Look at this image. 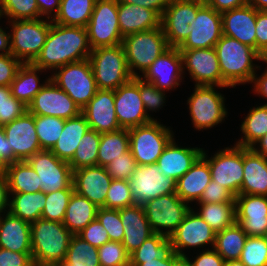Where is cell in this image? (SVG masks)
Wrapping results in <instances>:
<instances>
[{
    "instance_id": "obj_1",
    "label": "cell",
    "mask_w": 267,
    "mask_h": 266,
    "mask_svg": "<svg viewBox=\"0 0 267 266\" xmlns=\"http://www.w3.org/2000/svg\"><path fill=\"white\" fill-rule=\"evenodd\" d=\"M91 50L86 28L52 22L46 42L32 64L43 70H55L89 58Z\"/></svg>"
},
{
    "instance_id": "obj_2",
    "label": "cell",
    "mask_w": 267,
    "mask_h": 266,
    "mask_svg": "<svg viewBox=\"0 0 267 266\" xmlns=\"http://www.w3.org/2000/svg\"><path fill=\"white\" fill-rule=\"evenodd\" d=\"M73 234L56 221L39 218L31 223V254L35 266L59 265L67 254Z\"/></svg>"
},
{
    "instance_id": "obj_3",
    "label": "cell",
    "mask_w": 267,
    "mask_h": 266,
    "mask_svg": "<svg viewBox=\"0 0 267 266\" xmlns=\"http://www.w3.org/2000/svg\"><path fill=\"white\" fill-rule=\"evenodd\" d=\"M222 79L230 86L251 83L256 74L254 60L264 61V58L253 48L242 44L235 38L222 35L215 44ZM256 67V68H255Z\"/></svg>"
},
{
    "instance_id": "obj_4",
    "label": "cell",
    "mask_w": 267,
    "mask_h": 266,
    "mask_svg": "<svg viewBox=\"0 0 267 266\" xmlns=\"http://www.w3.org/2000/svg\"><path fill=\"white\" fill-rule=\"evenodd\" d=\"M122 45L129 72L133 77L140 76L135 70L144 73L160 55L170 48L162 26L125 36Z\"/></svg>"
},
{
    "instance_id": "obj_5",
    "label": "cell",
    "mask_w": 267,
    "mask_h": 266,
    "mask_svg": "<svg viewBox=\"0 0 267 266\" xmlns=\"http://www.w3.org/2000/svg\"><path fill=\"white\" fill-rule=\"evenodd\" d=\"M88 59L98 89L116 90L133 78L122 44L94 48Z\"/></svg>"
},
{
    "instance_id": "obj_6",
    "label": "cell",
    "mask_w": 267,
    "mask_h": 266,
    "mask_svg": "<svg viewBox=\"0 0 267 266\" xmlns=\"http://www.w3.org/2000/svg\"><path fill=\"white\" fill-rule=\"evenodd\" d=\"M55 70L50 79L82 110L98 90L89 59L68 63Z\"/></svg>"
},
{
    "instance_id": "obj_7",
    "label": "cell",
    "mask_w": 267,
    "mask_h": 266,
    "mask_svg": "<svg viewBox=\"0 0 267 266\" xmlns=\"http://www.w3.org/2000/svg\"><path fill=\"white\" fill-rule=\"evenodd\" d=\"M10 52L22 63H32L46 42L52 20H12Z\"/></svg>"
},
{
    "instance_id": "obj_8",
    "label": "cell",
    "mask_w": 267,
    "mask_h": 266,
    "mask_svg": "<svg viewBox=\"0 0 267 266\" xmlns=\"http://www.w3.org/2000/svg\"><path fill=\"white\" fill-rule=\"evenodd\" d=\"M129 149L138 165L156 164L164 148L173 138L170 128L156 119L128 129Z\"/></svg>"
},
{
    "instance_id": "obj_9",
    "label": "cell",
    "mask_w": 267,
    "mask_h": 266,
    "mask_svg": "<svg viewBox=\"0 0 267 266\" xmlns=\"http://www.w3.org/2000/svg\"><path fill=\"white\" fill-rule=\"evenodd\" d=\"M86 30L91 49L122 44L123 37L118 21V1L96 0Z\"/></svg>"
},
{
    "instance_id": "obj_10",
    "label": "cell",
    "mask_w": 267,
    "mask_h": 266,
    "mask_svg": "<svg viewBox=\"0 0 267 266\" xmlns=\"http://www.w3.org/2000/svg\"><path fill=\"white\" fill-rule=\"evenodd\" d=\"M188 204L176 193H171L149 200L142 206L153 232L170 237L190 211Z\"/></svg>"
},
{
    "instance_id": "obj_11",
    "label": "cell",
    "mask_w": 267,
    "mask_h": 266,
    "mask_svg": "<svg viewBox=\"0 0 267 266\" xmlns=\"http://www.w3.org/2000/svg\"><path fill=\"white\" fill-rule=\"evenodd\" d=\"M214 87L219 86L195 85L187 100L193 126L199 131L214 127L227 117L224 95L217 93Z\"/></svg>"
},
{
    "instance_id": "obj_12",
    "label": "cell",
    "mask_w": 267,
    "mask_h": 266,
    "mask_svg": "<svg viewBox=\"0 0 267 266\" xmlns=\"http://www.w3.org/2000/svg\"><path fill=\"white\" fill-rule=\"evenodd\" d=\"M27 162L39 176L41 191L45 194L74 189L73 170L69 163L60 160L50 150L38 151Z\"/></svg>"
},
{
    "instance_id": "obj_13",
    "label": "cell",
    "mask_w": 267,
    "mask_h": 266,
    "mask_svg": "<svg viewBox=\"0 0 267 266\" xmlns=\"http://www.w3.org/2000/svg\"><path fill=\"white\" fill-rule=\"evenodd\" d=\"M203 150L202 156L208 161L212 180L228 189L235 197L239 195L243 176V147L234 145L218 151L211 158H207Z\"/></svg>"
},
{
    "instance_id": "obj_14",
    "label": "cell",
    "mask_w": 267,
    "mask_h": 266,
    "mask_svg": "<svg viewBox=\"0 0 267 266\" xmlns=\"http://www.w3.org/2000/svg\"><path fill=\"white\" fill-rule=\"evenodd\" d=\"M204 4V0H176L167 4L161 26L170 47H179L189 36L192 31L189 24Z\"/></svg>"
},
{
    "instance_id": "obj_15",
    "label": "cell",
    "mask_w": 267,
    "mask_h": 266,
    "mask_svg": "<svg viewBox=\"0 0 267 266\" xmlns=\"http://www.w3.org/2000/svg\"><path fill=\"white\" fill-rule=\"evenodd\" d=\"M137 205H143L157 197L176 193V181L164 176L157 164L138 165L128 180Z\"/></svg>"
},
{
    "instance_id": "obj_16",
    "label": "cell",
    "mask_w": 267,
    "mask_h": 266,
    "mask_svg": "<svg viewBox=\"0 0 267 266\" xmlns=\"http://www.w3.org/2000/svg\"><path fill=\"white\" fill-rule=\"evenodd\" d=\"M183 70L187 68L195 85L230 87L223 79L215 48L179 50Z\"/></svg>"
},
{
    "instance_id": "obj_17",
    "label": "cell",
    "mask_w": 267,
    "mask_h": 266,
    "mask_svg": "<svg viewBox=\"0 0 267 266\" xmlns=\"http://www.w3.org/2000/svg\"><path fill=\"white\" fill-rule=\"evenodd\" d=\"M115 113L122 129L144 125L154 118L148 116L139 94V76L115 90Z\"/></svg>"
},
{
    "instance_id": "obj_18",
    "label": "cell",
    "mask_w": 267,
    "mask_h": 266,
    "mask_svg": "<svg viewBox=\"0 0 267 266\" xmlns=\"http://www.w3.org/2000/svg\"><path fill=\"white\" fill-rule=\"evenodd\" d=\"M27 111L33 115L54 116L65 120L82 113L78 105L51 79L35 95Z\"/></svg>"
},
{
    "instance_id": "obj_19",
    "label": "cell",
    "mask_w": 267,
    "mask_h": 266,
    "mask_svg": "<svg viewBox=\"0 0 267 266\" xmlns=\"http://www.w3.org/2000/svg\"><path fill=\"white\" fill-rule=\"evenodd\" d=\"M192 31L179 50L214 48L222 37L221 13L204 4L196 14V18L189 24Z\"/></svg>"
},
{
    "instance_id": "obj_20",
    "label": "cell",
    "mask_w": 267,
    "mask_h": 266,
    "mask_svg": "<svg viewBox=\"0 0 267 266\" xmlns=\"http://www.w3.org/2000/svg\"><path fill=\"white\" fill-rule=\"evenodd\" d=\"M215 235L216 232L191 208L169 239L172 251L186 255L183 252L185 248L205 247L207 244L214 247Z\"/></svg>"
},
{
    "instance_id": "obj_21",
    "label": "cell",
    "mask_w": 267,
    "mask_h": 266,
    "mask_svg": "<svg viewBox=\"0 0 267 266\" xmlns=\"http://www.w3.org/2000/svg\"><path fill=\"white\" fill-rule=\"evenodd\" d=\"M9 150L14 152V163L27 161L41 150L35 128V115L26 111L22 116L3 125Z\"/></svg>"
},
{
    "instance_id": "obj_22",
    "label": "cell",
    "mask_w": 267,
    "mask_h": 266,
    "mask_svg": "<svg viewBox=\"0 0 267 266\" xmlns=\"http://www.w3.org/2000/svg\"><path fill=\"white\" fill-rule=\"evenodd\" d=\"M184 72L178 47H170L146 69L143 80L152 83L160 90L169 91L180 85Z\"/></svg>"
},
{
    "instance_id": "obj_23",
    "label": "cell",
    "mask_w": 267,
    "mask_h": 266,
    "mask_svg": "<svg viewBox=\"0 0 267 266\" xmlns=\"http://www.w3.org/2000/svg\"><path fill=\"white\" fill-rule=\"evenodd\" d=\"M112 180L106 168L99 165L73 170L74 192L98 208H106V197Z\"/></svg>"
},
{
    "instance_id": "obj_24",
    "label": "cell",
    "mask_w": 267,
    "mask_h": 266,
    "mask_svg": "<svg viewBox=\"0 0 267 266\" xmlns=\"http://www.w3.org/2000/svg\"><path fill=\"white\" fill-rule=\"evenodd\" d=\"M115 90L98 89L95 96L82 109L90 129L108 133L122 129L115 113Z\"/></svg>"
},
{
    "instance_id": "obj_25",
    "label": "cell",
    "mask_w": 267,
    "mask_h": 266,
    "mask_svg": "<svg viewBox=\"0 0 267 266\" xmlns=\"http://www.w3.org/2000/svg\"><path fill=\"white\" fill-rule=\"evenodd\" d=\"M236 222L248 236L267 233V196L237 195Z\"/></svg>"
},
{
    "instance_id": "obj_26",
    "label": "cell",
    "mask_w": 267,
    "mask_h": 266,
    "mask_svg": "<svg viewBox=\"0 0 267 266\" xmlns=\"http://www.w3.org/2000/svg\"><path fill=\"white\" fill-rule=\"evenodd\" d=\"M256 14L249 4L221 13L222 34L256 50Z\"/></svg>"
},
{
    "instance_id": "obj_27",
    "label": "cell",
    "mask_w": 267,
    "mask_h": 266,
    "mask_svg": "<svg viewBox=\"0 0 267 266\" xmlns=\"http://www.w3.org/2000/svg\"><path fill=\"white\" fill-rule=\"evenodd\" d=\"M202 148L179 147L174 138L170 140L157 160L160 172L177 181L185 175L202 155Z\"/></svg>"
},
{
    "instance_id": "obj_28",
    "label": "cell",
    "mask_w": 267,
    "mask_h": 266,
    "mask_svg": "<svg viewBox=\"0 0 267 266\" xmlns=\"http://www.w3.org/2000/svg\"><path fill=\"white\" fill-rule=\"evenodd\" d=\"M124 237L122 244L130 255L137 250L147 238L154 234L142 205H133L119 209Z\"/></svg>"
},
{
    "instance_id": "obj_29",
    "label": "cell",
    "mask_w": 267,
    "mask_h": 266,
    "mask_svg": "<svg viewBox=\"0 0 267 266\" xmlns=\"http://www.w3.org/2000/svg\"><path fill=\"white\" fill-rule=\"evenodd\" d=\"M2 217L0 215V248L31 253V223L9 211Z\"/></svg>"
},
{
    "instance_id": "obj_30",
    "label": "cell",
    "mask_w": 267,
    "mask_h": 266,
    "mask_svg": "<svg viewBox=\"0 0 267 266\" xmlns=\"http://www.w3.org/2000/svg\"><path fill=\"white\" fill-rule=\"evenodd\" d=\"M244 176L239 195L267 196V159L243 147Z\"/></svg>"
},
{
    "instance_id": "obj_31",
    "label": "cell",
    "mask_w": 267,
    "mask_h": 266,
    "mask_svg": "<svg viewBox=\"0 0 267 266\" xmlns=\"http://www.w3.org/2000/svg\"><path fill=\"white\" fill-rule=\"evenodd\" d=\"M211 180L208 161L201 155L189 171L176 181V194L182 201L197 203Z\"/></svg>"
},
{
    "instance_id": "obj_32",
    "label": "cell",
    "mask_w": 267,
    "mask_h": 266,
    "mask_svg": "<svg viewBox=\"0 0 267 266\" xmlns=\"http://www.w3.org/2000/svg\"><path fill=\"white\" fill-rule=\"evenodd\" d=\"M118 21L121 35L147 31L161 26V17L154 11L135 4L118 2Z\"/></svg>"
},
{
    "instance_id": "obj_33",
    "label": "cell",
    "mask_w": 267,
    "mask_h": 266,
    "mask_svg": "<svg viewBox=\"0 0 267 266\" xmlns=\"http://www.w3.org/2000/svg\"><path fill=\"white\" fill-rule=\"evenodd\" d=\"M90 129L86 117L81 113L77 117L66 119L58 141L50 150L60 160L70 162L83 135Z\"/></svg>"
},
{
    "instance_id": "obj_34",
    "label": "cell",
    "mask_w": 267,
    "mask_h": 266,
    "mask_svg": "<svg viewBox=\"0 0 267 266\" xmlns=\"http://www.w3.org/2000/svg\"><path fill=\"white\" fill-rule=\"evenodd\" d=\"M43 69L34 66L32 63H23L17 71L15 79L10 84L11 94L28 107L35 95L50 80L46 79L44 84H40L37 73Z\"/></svg>"
},
{
    "instance_id": "obj_35",
    "label": "cell",
    "mask_w": 267,
    "mask_h": 266,
    "mask_svg": "<svg viewBox=\"0 0 267 266\" xmlns=\"http://www.w3.org/2000/svg\"><path fill=\"white\" fill-rule=\"evenodd\" d=\"M98 207L87 198L73 192L63 220V225L77 235L97 217Z\"/></svg>"
},
{
    "instance_id": "obj_36",
    "label": "cell",
    "mask_w": 267,
    "mask_h": 266,
    "mask_svg": "<svg viewBox=\"0 0 267 266\" xmlns=\"http://www.w3.org/2000/svg\"><path fill=\"white\" fill-rule=\"evenodd\" d=\"M9 193H36L41 191L40 178L27 161H17L5 167Z\"/></svg>"
},
{
    "instance_id": "obj_37",
    "label": "cell",
    "mask_w": 267,
    "mask_h": 266,
    "mask_svg": "<svg viewBox=\"0 0 267 266\" xmlns=\"http://www.w3.org/2000/svg\"><path fill=\"white\" fill-rule=\"evenodd\" d=\"M95 3L96 0H61L59 12L52 22L64 26L86 28Z\"/></svg>"
},
{
    "instance_id": "obj_38",
    "label": "cell",
    "mask_w": 267,
    "mask_h": 266,
    "mask_svg": "<svg viewBox=\"0 0 267 266\" xmlns=\"http://www.w3.org/2000/svg\"><path fill=\"white\" fill-rule=\"evenodd\" d=\"M9 212L29 223L41 218L46 205V194L42 191L36 193H10ZM14 196V197H13Z\"/></svg>"
},
{
    "instance_id": "obj_39",
    "label": "cell",
    "mask_w": 267,
    "mask_h": 266,
    "mask_svg": "<svg viewBox=\"0 0 267 266\" xmlns=\"http://www.w3.org/2000/svg\"><path fill=\"white\" fill-rule=\"evenodd\" d=\"M248 235L235 222L226 229L216 232L214 250L225 260H239Z\"/></svg>"
},
{
    "instance_id": "obj_40",
    "label": "cell",
    "mask_w": 267,
    "mask_h": 266,
    "mask_svg": "<svg viewBox=\"0 0 267 266\" xmlns=\"http://www.w3.org/2000/svg\"><path fill=\"white\" fill-rule=\"evenodd\" d=\"M130 138L128 129L102 133L98 148L97 165L106 167L111 161L128 152Z\"/></svg>"
},
{
    "instance_id": "obj_41",
    "label": "cell",
    "mask_w": 267,
    "mask_h": 266,
    "mask_svg": "<svg viewBox=\"0 0 267 266\" xmlns=\"http://www.w3.org/2000/svg\"><path fill=\"white\" fill-rule=\"evenodd\" d=\"M244 138L236 142L237 146L251 148L256 141L267 133V105L252 108L241 124Z\"/></svg>"
},
{
    "instance_id": "obj_42",
    "label": "cell",
    "mask_w": 267,
    "mask_h": 266,
    "mask_svg": "<svg viewBox=\"0 0 267 266\" xmlns=\"http://www.w3.org/2000/svg\"><path fill=\"white\" fill-rule=\"evenodd\" d=\"M196 212L215 232L236 222V203H203Z\"/></svg>"
},
{
    "instance_id": "obj_43",
    "label": "cell",
    "mask_w": 267,
    "mask_h": 266,
    "mask_svg": "<svg viewBox=\"0 0 267 266\" xmlns=\"http://www.w3.org/2000/svg\"><path fill=\"white\" fill-rule=\"evenodd\" d=\"M59 266H100L98 248L73 235L65 260Z\"/></svg>"
},
{
    "instance_id": "obj_44",
    "label": "cell",
    "mask_w": 267,
    "mask_h": 266,
    "mask_svg": "<svg viewBox=\"0 0 267 266\" xmlns=\"http://www.w3.org/2000/svg\"><path fill=\"white\" fill-rule=\"evenodd\" d=\"M101 134L89 129L81 138L69 165L72 170L97 165Z\"/></svg>"
},
{
    "instance_id": "obj_45",
    "label": "cell",
    "mask_w": 267,
    "mask_h": 266,
    "mask_svg": "<svg viewBox=\"0 0 267 266\" xmlns=\"http://www.w3.org/2000/svg\"><path fill=\"white\" fill-rule=\"evenodd\" d=\"M65 126V119L35 115V128L41 150H51L61 135Z\"/></svg>"
},
{
    "instance_id": "obj_46",
    "label": "cell",
    "mask_w": 267,
    "mask_h": 266,
    "mask_svg": "<svg viewBox=\"0 0 267 266\" xmlns=\"http://www.w3.org/2000/svg\"><path fill=\"white\" fill-rule=\"evenodd\" d=\"M172 251L169 237L154 233L133 253L129 260H153L154 258H165Z\"/></svg>"
},
{
    "instance_id": "obj_47",
    "label": "cell",
    "mask_w": 267,
    "mask_h": 266,
    "mask_svg": "<svg viewBox=\"0 0 267 266\" xmlns=\"http://www.w3.org/2000/svg\"><path fill=\"white\" fill-rule=\"evenodd\" d=\"M74 189H63L46 194V205L41 218L63 223L69 199Z\"/></svg>"
},
{
    "instance_id": "obj_48",
    "label": "cell",
    "mask_w": 267,
    "mask_h": 266,
    "mask_svg": "<svg viewBox=\"0 0 267 266\" xmlns=\"http://www.w3.org/2000/svg\"><path fill=\"white\" fill-rule=\"evenodd\" d=\"M3 16L9 20H34L40 18L36 0H1Z\"/></svg>"
},
{
    "instance_id": "obj_49",
    "label": "cell",
    "mask_w": 267,
    "mask_h": 266,
    "mask_svg": "<svg viewBox=\"0 0 267 266\" xmlns=\"http://www.w3.org/2000/svg\"><path fill=\"white\" fill-rule=\"evenodd\" d=\"M239 260L245 266H267V243L263 236H248Z\"/></svg>"
},
{
    "instance_id": "obj_50",
    "label": "cell",
    "mask_w": 267,
    "mask_h": 266,
    "mask_svg": "<svg viewBox=\"0 0 267 266\" xmlns=\"http://www.w3.org/2000/svg\"><path fill=\"white\" fill-rule=\"evenodd\" d=\"M27 111V106L11 94L10 86H0V125H6Z\"/></svg>"
},
{
    "instance_id": "obj_51",
    "label": "cell",
    "mask_w": 267,
    "mask_h": 266,
    "mask_svg": "<svg viewBox=\"0 0 267 266\" xmlns=\"http://www.w3.org/2000/svg\"><path fill=\"white\" fill-rule=\"evenodd\" d=\"M133 205L129 181L113 179L106 197V208L119 210Z\"/></svg>"
},
{
    "instance_id": "obj_52",
    "label": "cell",
    "mask_w": 267,
    "mask_h": 266,
    "mask_svg": "<svg viewBox=\"0 0 267 266\" xmlns=\"http://www.w3.org/2000/svg\"><path fill=\"white\" fill-rule=\"evenodd\" d=\"M100 266H129V254L122 242L109 241L98 248Z\"/></svg>"
},
{
    "instance_id": "obj_53",
    "label": "cell",
    "mask_w": 267,
    "mask_h": 266,
    "mask_svg": "<svg viewBox=\"0 0 267 266\" xmlns=\"http://www.w3.org/2000/svg\"><path fill=\"white\" fill-rule=\"evenodd\" d=\"M96 218L106 229L110 241H123L124 226L122 225L119 210L100 207L98 208Z\"/></svg>"
},
{
    "instance_id": "obj_54",
    "label": "cell",
    "mask_w": 267,
    "mask_h": 266,
    "mask_svg": "<svg viewBox=\"0 0 267 266\" xmlns=\"http://www.w3.org/2000/svg\"><path fill=\"white\" fill-rule=\"evenodd\" d=\"M165 91L155 87L152 83L143 80L139 76V94L143 101L145 111L149 116L148 111L159 110L165 103Z\"/></svg>"
},
{
    "instance_id": "obj_55",
    "label": "cell",
    "mask_w": 267,
    "mask_h": 266,
    "mask_svg": "<svg viewBox=\"0 0 267 266\" xmlns=\"http://www.w3.org/2000/svg\"><path fill=\"white\" fill-rule=\"evenodd\" d=\"M137 166L138 164L129 150L111 161L105 168L112 179L129 180Z\"/></svg>"
},
{
    "instance_id": "obj_56",
    "label": "cell",
    "mask_w": 267,
    "mask_h": 266,
    "mask_svg": "<svg viewBox=\"0 0 267 266\" xmlns=\"http://www.w3.org/2000/svg\"><path fill=\"white\" fill-rule=\"evenodd\" d=\"M203 203H236L235 196L225 187L213 180L205 188L198 204Z\"/></svg>"
},
{
    "instance_id": "obj_57",
    "label": "cell",
    "mask_w": 267,
    "mask_h": 266,
    "mask_svg": "<svg viewBox=\"0 0 267 266\" xmlns=\"http://www.w3.org/2000/svg\"><path fill=\"white\" fill-rule=\"evenodd\" d=\"M77 235L96 248H99L110 241L106 229L97 218Z\"/></svg>"
},
{
    "instance_id": "obj_58",
    "label": "cell",
    "mask_w": 267,
    "mask_h": 266,
    "mask_svg": "<svg viewBox=\"0 0 267 266\" xmlns=\"http://www.w3.org/2000/svg\"><path fill=\"white\" fill-rule=\"evenodd\" d=\"M22 64L11 53L0 55V86H10Z\"/></svg>"
},
{
    "instance_id": "obj_59",
    "label": "cell",
    "mask_w": 267,
    "mask_h": 266,
    "mask_svg": "<svg viewBox=\"0 0 267 266\" xmlns=\"http://www.w3.org/2000/svg\"><path fill=\"white\" fill-rule=\"evenodd\" d=\"M256 51L267 60V11L256 14Z\"/></svg>"
},
{
    "instance_id": "obj_60",
    "label": "cell",
    "mask_w": 267,
    "mask_h": 266,
    "mask_svg": "<svg viewBox=\"0 0 267 266\" xmlns=\"http://www.w3.org/2000/svg\"><path fill=\"white\" fill-rule=\"evenodd\" d=\"M0 266H35L31 253H18L0 248Z\"/></svg>"
},
{
    "instance_id": "obj_61",
    "label": "cell",
    "mask_w": 267,
    "mask_h": 266,
    "mask_svg": "<svg viewBox=\"0 0 267 266\" xmlns=\"http://www.w3.org/2000/svg\"><path fill=\"white\" fill-rule=\"evenodd\" d=\"M196 259L191 261L193 266H224L225 260L214 250L208 249L200 252Z\"/></svg>"
},
{
    "instance_id": "obj_62",
    "label": "cell",
    "mask_w": 267,
    "mask_h": 266,
    "mask_svg": "<svg viewBox=\"0 0 267 266\" xmlns=\"http://www.w3.org/2000/svg\"><path fill=\"white\" fill-rule=\"evenodd\" d=\"M14 163V152L9 150L3 125H0V173H4L5 167Z\"/></svg>"
},
{
    "instance_id": "obj_63",
    "label": "cell",
    "mask_w": 267,
    "mask_h": 266,
    "mask_svg": "<svg viewBox=\"0 0 267 266\" xmlns=\"http://www.w3.org/2000/svg\"><path fill=\"white\" fill-rule=\"evenodd\" d=\"M179 255L171 251L165 258H154L153 260H129V266H173L174 260Z\"/></svg>"
},
{
    "instance_id": "obj_64",
    "label": "cell",
    "mask_w": 267,
    "mask_h": 266,
    "mask_svg": "<svg viewBox=\"0 0 267 266\" xmlns=\"http://www.w3.org/2000/svg\"><path fill=\"white\" fill-rule=\"evenodd\" d=\"M204 3L219 13H223L248 4V0H204Z\"/></svg>"
},
{
    "instance_id": "obj_65",
    "label": "cell",
    "mask_w": 267,
    "mask_h": 266,
    "mask_svg": "<svg viewBox=\"0 0 267 266\" xmlns=\"http://www.w3.org/2000/svg\"><path fill=\"white\" fill-rule=\"evenodd\" d=\"M119 3L135 4L144 8L154 10L160 17L167 6L164 0H117Z\"/></svg>"
},
{
    "instance_id": "obj_66",
    "label": "cell",
    "mask_w": 267,
    "mask_h": 266,
    "mask_svg": "<svg viewBox=\"0 0 267 266\" xmlns=\"http://www.w3.org/2000/svg\"><path fill=\"white\" fill-rule=\"evenodd\" d=\"M36 2L38 5L40 17L46 16L47 19L52 20V17L54 18L59 12L61 0H36Z\"/></svg>"
},
{
    "instance_id": "obj_67",
    "label": "cell",
    "mask_w": 267,
    "mask_h": 266,
    "mask_svg": "<svg viewBox=\"0 0 267 266\" xmlns=\"http://www.w3.org/2000/svg\"><path fill=\"white\" fill-rule=\"evenodd\" d=\"M10 193L8 187V181L6 175L4 173H0V215L7 212L6 209L9 210V201H10Z\"/></svg>"
},
{
    "instance_id": "obj_68",
    "label": "cell",
    "mask_w": 267,
    "mask_h": 266,
    "mask_svg": "<svg viewBox=\"0 0 267 266\" xmlns=\"http://www.w3.org/2000/svg\"><path fill=\"white\" fill-rule=\"evenodd\" d=\"M267 63V60H264ZM251 83L254 84V91L257 94H260L264 98H267V70L264 71L260 77H257V74L253 76ZM267 105V104H265Z\"/></svg>"
},
{
    "instance_id": "obj_69",
    "label": "cell",
    "mask_w": 267,
    "mask_h": 266,
    "mask_svg": "<svg viewBox=\"0 0 267 266\" xmlns=\"http://www.w3.org/2000/svg\"><path fill=\"white\" fill-rule=\"evenodd\" d=\"M10 33H6L0 28V55H7L10 52Z\"/></svg>"
},
{
    "instance_id": "obj_70",
    "label": "cell",
    "mask_w": 267,
    "mask_h": 266,
    "mask_svg": "<svg viewBox=\"0 0 267 266\" xmlns=\"http://www.w3.org/2000/svg\"><path fill=\"white\" fill-rule=\"evenodd\" d=\"M259 144V147H255L256 144ZM259 148V149H258ZM251 149L259 155H262L267 159V133L260 138L255 144L251 147Z\"/></svg>"
},
{
    "instance_id": "obj_71",
    "label": "cell",
    "mask_w": 267,
    "mask_h": 266,
    "mask_svg": "<svg viewBox=\"0 0 267 266\" xmlns=\"http://www.w3.org/2000/svg\"><path fill=\"white\" fill-rule=\"evenodd\" d=\"M248 4L258 11H267V0H248Z\"/></svg>"
},
{
    "instance_id": "obj_72",
    "label": "cell",
    "mask_w": 267,
    "mask_h": 266,
    "mask_svg": "<svg viewBox=\"0 0 267 266\" xmlns=\"http://www.w3.org/2000/svg\"><path fill=\"white\" fill-rule=\"evenodd\" d=\"M173 266H193L187 255H179L173 262Z\"/></svg>"
},
{
    "instance_id": "obj_73",
    "label": "cell",
    "mask_w": 267,
    "mask_h": 266,
    "mask_svg": "<svg viewBox=\"0 0 267 266\" xmlns=\"http://www.w3.org/2000/svg\"><path fill=\"white\" fill-rule=\"evenodd\" d=\"M224 266H245L240 260L226 261Z\"/></svg>"
},
{
    "instance_id": "obj_74",
    "label": "cell",
    "mask_w": 267,
    "mask_h": 266,
    "mask_svg": "<svg viewBox=\"0 0 267 266\" xmlns=\"http://www.w3.org/2000/svg\"><path fill=\"white\" fill-rule=\"evenodd\" d=\"M3 13H2V6H1V0H0V19L2 17Z\"/></svg>"
},
{
    "instance_id": "obj_75",
    "label": "cell",
    "mask_w": 267,
    "mask_h": 266,
    "mask_svg": "<svg viewBox=\"0 0 267 266\" xmlns=\"http://www.w3.org/2000/svg\"><path fill=\"white\" fill-rule=\"evenodd\" d=\"M167 4H169V3H172V2H174V1H176V0H164Z\"/></svg>"
},
{
    "instance_id": "obj_76",
    "label": "cell",
    "mask_w": 267,
    "mask_h": 266,
    "mask_svg": "<svg viewBox=\"0 0 267 266\" xmlns=\"http://www.w3.org/2000/svg\"><path fill=\"white\" fill-rule=\"evenodd\" d=\"M263 237H264V239H265V241L267 243V233Z\"/></svg>"
}]
</instances>
